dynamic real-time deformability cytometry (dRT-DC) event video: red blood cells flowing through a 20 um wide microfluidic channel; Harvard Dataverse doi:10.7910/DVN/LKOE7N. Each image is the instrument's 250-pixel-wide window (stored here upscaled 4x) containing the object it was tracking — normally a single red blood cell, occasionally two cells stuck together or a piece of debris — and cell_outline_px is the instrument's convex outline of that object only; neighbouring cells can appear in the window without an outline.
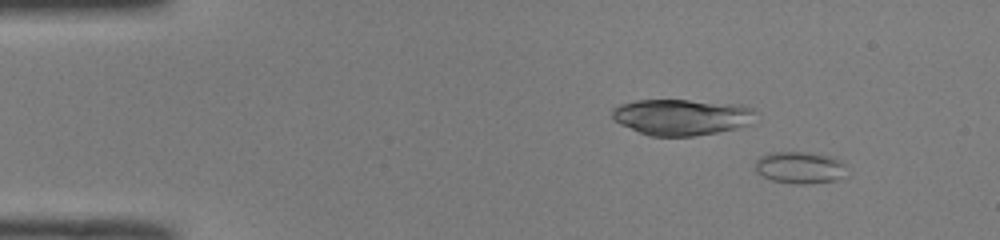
{"species": "common noctule bat (a hibernating species)", "species_latin": "Nyctalus noctula", "temperature_condition": "room temperature", "stored_images_in_passage": 50, "camera_frame_rate_fps": 3000, "um_per_image_px": 0.085, "animal": {"sex": "male", "body_mass_g": 19.0, "forearm_length_mm": 50.8}, "frame": {"image": 1, "passage_image": 5, "time_ms": 1.333, "image_size_px": [1000, 240], "cell_outline_px": [[844, 164], [840, 176], [836, 180], [804, 184], [800, 184], [772, 180], [756, 172], [756, 160], [760, 156], [768, 152], [804, 152], [828, 156]], "centroid_in_image_um": [67.88, 14.23], "position_along_channel_um": 17.1, "area_um2": 16.42}}
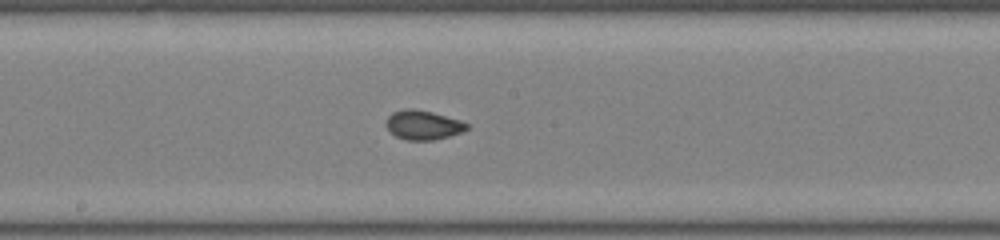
{"frame": {"image": 2, "passage_image": 27, "time_ms": 8.667, "image_size_px": [1000, 240], "cell_outline_px": [[468, 128], [460, 132], [448, 136], [432, 140], [404, 140], [396, 136], [388, 128], [388, 116], [392, 112], [404, 108], [412, 108], [432, 112], [460, 120], [468, 124]], "centroid_in_image_um": [35.96, 10.61], "position_along_channel_um": 212.2, "area_um2": 13.53}}
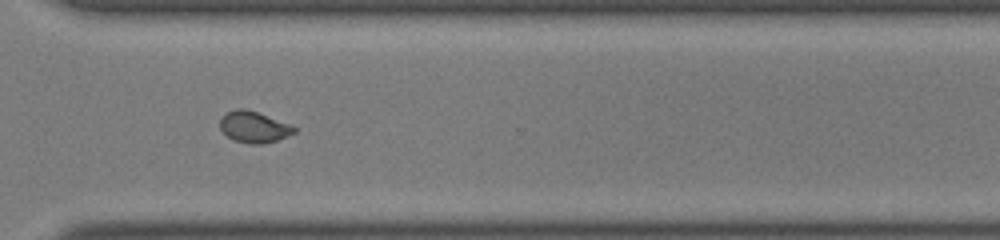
{"frame": {"image": 3, "passage_image": 37, "time_ms": 12.0, "image_size_px": [1000, 240], "cell_outline_px": [[296, 132], [276, 140], [260, 144], [248, 144], [232, 140], [220, 128], [220, 120], [228, 112], [236, 108], [244, 108], [292, 124], [296, 128]], "centroid_in_image_um": [21.59, 10.8], "position_along_channel_um": 349.0, "area_um2": 13.41}, "authors_computed_cell_mechanics": {"area_um2": 13.7853, "velocity_mm_per_s": 4.0848, "shape_relaxation_time_tau1_ms": null, "shape_relaxation_time_tau2_ms": 0.8176, "deformation_change_tau1": null, "deformation_change_tau2": 0.046}}